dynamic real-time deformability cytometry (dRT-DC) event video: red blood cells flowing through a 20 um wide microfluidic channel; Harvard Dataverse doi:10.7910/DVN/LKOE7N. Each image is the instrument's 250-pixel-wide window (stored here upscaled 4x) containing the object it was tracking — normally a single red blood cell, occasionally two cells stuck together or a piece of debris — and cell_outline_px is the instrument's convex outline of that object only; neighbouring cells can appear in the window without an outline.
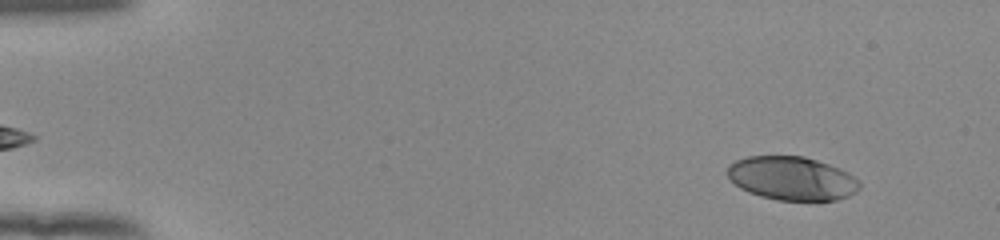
{"species": "human", "species_latin": "Homo sapiens", "temperature_condition": "room temperature", "stored_images_in_passage": 54, "camera_frame_rate_fps": 3000, "um_per_image_px": 0.085, "donor": {"sex": "female"}, "frame": {"image": 1, "passage_image": 5, "time_ms": 1.333, "image_size_px": [1000, 240], "cell_outline_px": [[860, 188], [856, 192], [848, 196], [836, 200], [776, 200], [760, 196], [748, 192], [740, 188], [728, 176], [728, 164], [736, 160], [748, 156], [804, 156], [840, 168], [848, 172], [860, 180]], "centroid_in_image_um": [67.33, 15.16], "position_along_channel_um": 17.7, "area_um2": 33.64}}
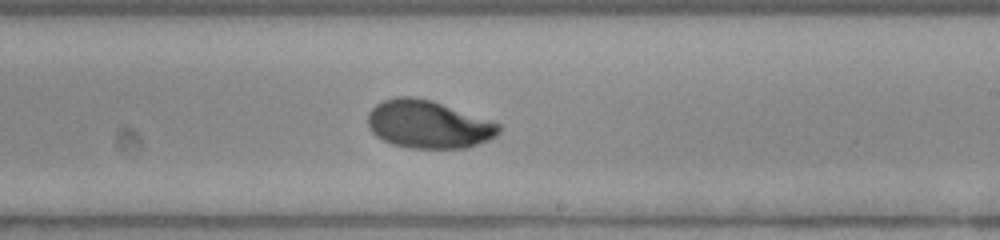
{"frame": {"image": 2, "passage_image": 33, "time_ms": 10.667, "image_size_px": [1000, 240], "cell_outline_px": [[500, 132], [496, 136], [488, 140], [464, 148], [408, 148], [392, 144], [376, 136], [368, 128], [368, 112], [376, 104], [384, 100], [396, 96], [412, 96], [432, 100], [500, 124]], "centroid_in_image_um": [36.37, 10.57], "position_along_channel_um": 252.6, "area_um2": 36.47}}
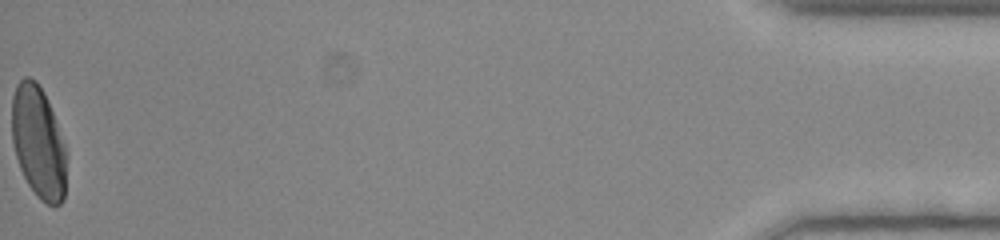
{"frame": {"image": 3, "passage_image": 54, "time_ms": 17.667, "image_size_px": [1000, 240], "cell_outline_px": [[68, 156], [64, 200], [60, 204], [52, 208], [40, 200], [36, 196], [28, 184], [20, 168], [16, 156], [12, 140], [12, 96], [16, 84], [24, 76], [28, 76], [36, 80], [44, 92], [48, 100], [64, 144]], "centroid_in_image_um": [3.28, 12.13], "position_along_channel_um": 431.9, "area_um2": 36.3}, "authors_computed_cell_mechanics": {"area_um2": 35.5181, "velocity_mm_per_s": 3.863, "shape_relaxation_time_tau1_ms": 3.5196, "shape_relaxation_time_tau2_ms": 0.7484, "deformation_change_tau1": 0.1724, "deformation_change_tau2": 0.035}}